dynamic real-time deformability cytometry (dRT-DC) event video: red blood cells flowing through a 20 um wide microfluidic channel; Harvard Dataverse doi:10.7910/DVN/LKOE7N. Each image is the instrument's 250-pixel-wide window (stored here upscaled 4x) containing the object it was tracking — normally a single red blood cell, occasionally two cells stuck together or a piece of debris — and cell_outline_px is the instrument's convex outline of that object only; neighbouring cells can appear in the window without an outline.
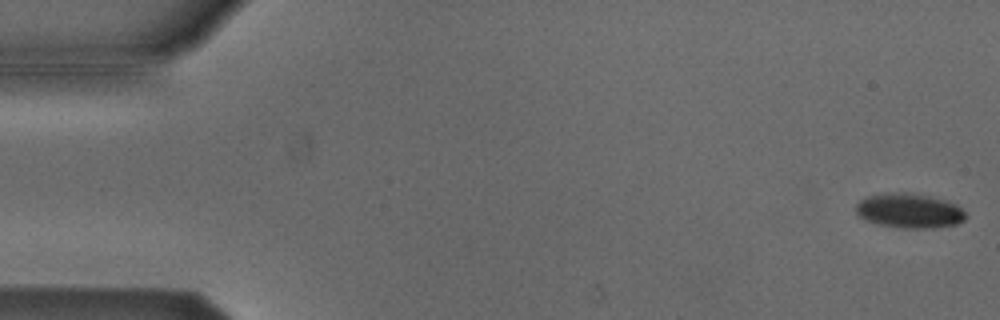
{"species": "Egyptian fruit bat (a non-hibernating species)", "species_latin": "Rousettus aegyptiacus", "temperature_condition": "cold", "stored_images_in_passage": 54, "camera_frame_rate_fps": 3000, "um_per_image_px": 0.085, "animal": {"sex": "male"}, "frame": {"image": 1, "passage_image": 1, "time_ms": 0.0, "image_size_px": [1000, 320], "cell_outline_px": [[968, 216], [964, 220], [956, 224], [932, 228], [904, 228], [880, 224], [864, 220], [856, 216], [856, 204], [860, 200], [868, 196], [904, 192], [944, 200], [956, 204]], "centroid_in_image_um": [77.27, 17.93], "position_along_channel_um": 7.7, "area_um2": 21.79}}
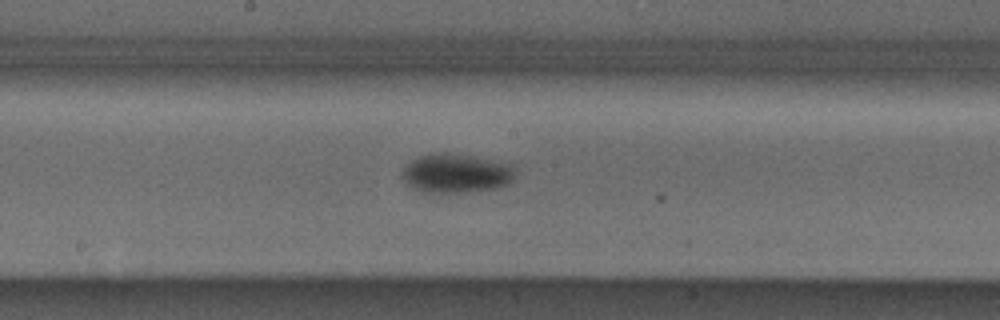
{"frame": {"image": 2, "passage_image": 28, "time_ms": 9.0, "image_size_px": [1000, 320], "cell_outline_px": [[516, 168], [512, 180], [508, 184], [496, 188], [468, 192], [420, 192], [412, 188], [400, 176], [404, 168], [412, 160], [420, 156], [440, 152], [444, 152], [472, 156], [512, 164]], "centroid_in_image_um": [38.77, 14.73], "position_along_channel_um": 209.4, "area_um2": 25.78}}
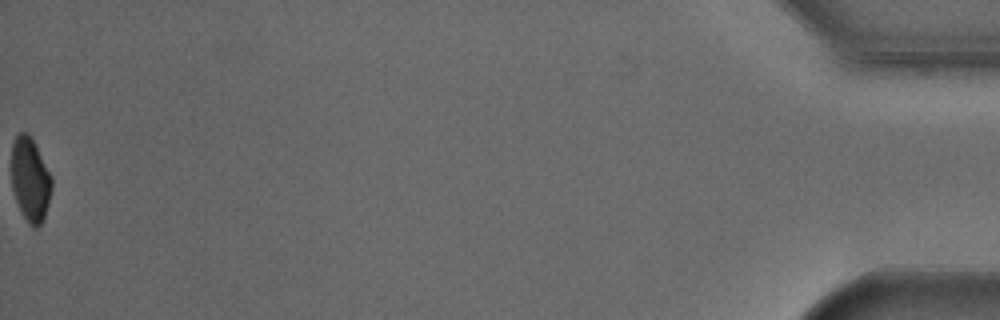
{"frame": {"image": 3, "passage_image": 54, "time_ms": 17.667, "image_size_px": [1000, 320], "cell_outline_px": [[52, 188], [48, 204], [44, 216], [40, 224], [36, 228], [32, 228], [28, 224], [16, 200], [12, 188], [12, 144], [16, 136], [20, 132], [28, 132], [52, 180]], "centroid_in_image_um": [2.55, 15.29], "position_along_channel_um": 432.6, "area_um2": 19.13}}